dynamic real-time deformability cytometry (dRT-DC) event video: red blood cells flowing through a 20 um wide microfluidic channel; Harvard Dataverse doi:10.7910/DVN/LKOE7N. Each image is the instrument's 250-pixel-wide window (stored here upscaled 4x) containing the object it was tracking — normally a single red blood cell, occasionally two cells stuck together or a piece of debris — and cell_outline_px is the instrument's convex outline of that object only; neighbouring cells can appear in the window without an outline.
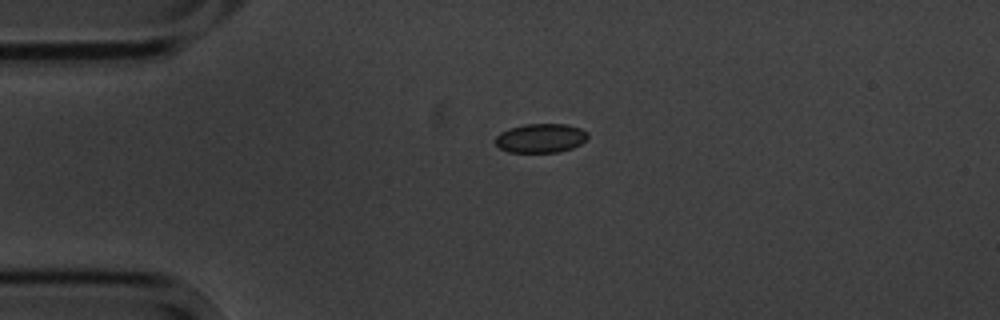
{"species": "common noctule bat (a hibernating species)", "species_latin": "Nyctalus noctula", "temperature_condition": "cold", "stored_images_in_passage": 3, "camera_frame_rate_fps": 3000, "um_per_image_px": 0.085, "animal": {"sex": "male", "body_mass_g": 20.1, "forearm_length_mm": 53.5}, "frame": {"image": 1, "passage_image": 3, "time_ms": 3.333, "image_size_px": [1000, 320], "cell_outline_px": [[588, 136], [580, 144], [572, 148], [556, 152], [508, 152], [500, 148], [496, 144], [496, 136], [500, 132], [524, 124], [568, 124], [580, 128], [588, 132]], "centroid_in_image_um": [45.97, 11.74], "position_along_channel_um": 39.0, "area_um2": 15.55}}